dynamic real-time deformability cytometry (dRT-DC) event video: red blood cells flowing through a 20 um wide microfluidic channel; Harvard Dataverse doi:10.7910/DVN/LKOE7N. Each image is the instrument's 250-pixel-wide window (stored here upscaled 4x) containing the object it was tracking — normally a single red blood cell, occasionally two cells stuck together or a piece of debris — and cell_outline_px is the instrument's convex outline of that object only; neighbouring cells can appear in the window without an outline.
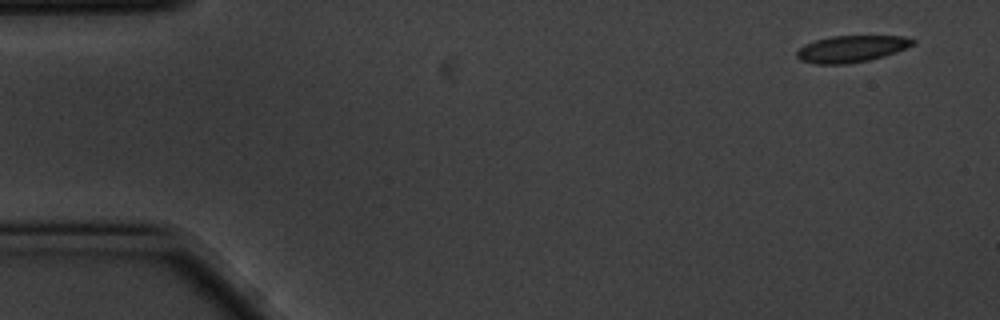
{"species": "common noctule bat (a hibernating species)", "species_latin": "Nyctalus noctula", "temperature_condition": "cold", "stored_images_in_passage": 4, "camera_frame_rate_fps": 3000, "um_per_image_px": 0.085, "animal": {"sex": "male", "body_mass_g": 20.1, "forearm_length_mm": 53.5}, "frame": {"image": 1, "passage_image": 1, "time_ms": 0.0, "image_size_px": [1000, 320], "cell_outline_px": [[916, 40], [912, 44], [896, 52], [884, 56], [868, 60], [844, 64], [816, 64], [800, 60], [796, 56], [796, 52], [804, 44], [816, 40], [832, 36], [904, 36]], "centroid_in_image_um": [72.34, 4.15], "position_along_channel_um": 12.7, "area_um2": 17.86}}